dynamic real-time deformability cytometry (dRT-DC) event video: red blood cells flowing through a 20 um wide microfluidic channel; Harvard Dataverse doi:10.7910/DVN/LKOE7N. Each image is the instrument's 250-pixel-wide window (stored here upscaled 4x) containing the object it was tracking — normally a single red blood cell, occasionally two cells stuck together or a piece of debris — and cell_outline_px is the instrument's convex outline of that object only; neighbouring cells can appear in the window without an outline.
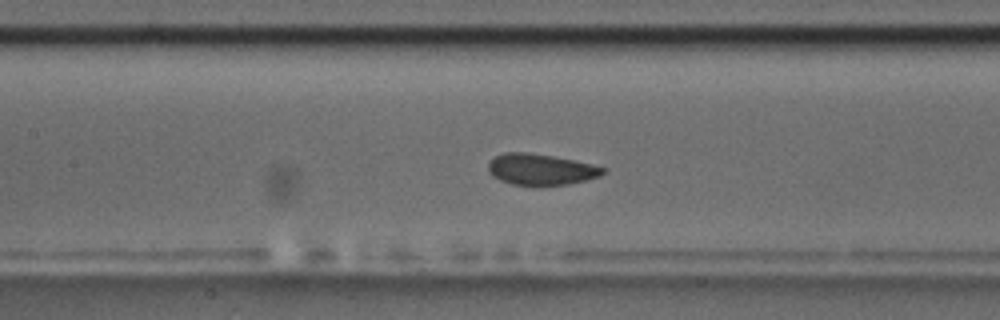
{"species": "common noctule bat (a hibernating species)", "species_latin": "Nyctalus noctula", "temperature_condition": "room temperature", "stored_images_in_passage": 52, "camera_frame_rate_fps": 3000, "um_per_image_px": 0.085, "animal": {"sex": "male", "body_mass_g": 17.5, "forearm_length_mm": 52.3}, "frame": {"image": 1, "passage_image": 25, "time_ms": 8.0, "image_size_px": [1000, 320], "cell_outline_px": [[608, 168], [600, 176], [568, 184], [512, 184], [500, 180], [492, 176], [488, 168], [488, 164], [496, 156], [504, 152], [528, 152], [552, 156], [592, 164]], "centroid_in_image_um": [45.97, 14.38], "position_along_channel_um": 161.4, "area_um2": 20.4}}
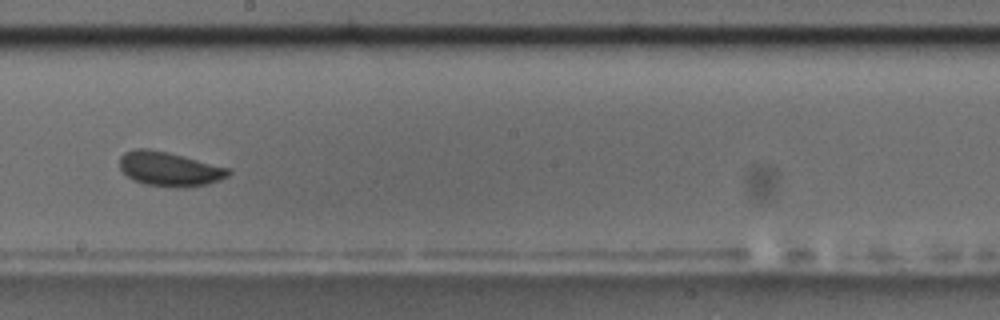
{"frame": {"image": 2, "passage_image": 31, "time_ms": 10.0, "image_size_px": [1000, 320], "cell_outline_px": [[232, 172], [228, 176], [220, 180], [208, 184], [184, 188], [144, 184], [132, 180], [120, 168], [120, 156], [124, 152], [136, 148], [148, 148], [168, 152], [228, 168]], "centroid_in_image_um": [14.38, 14.36], "position_along_channel_um": 233.8, "area_um2": 21.73}}
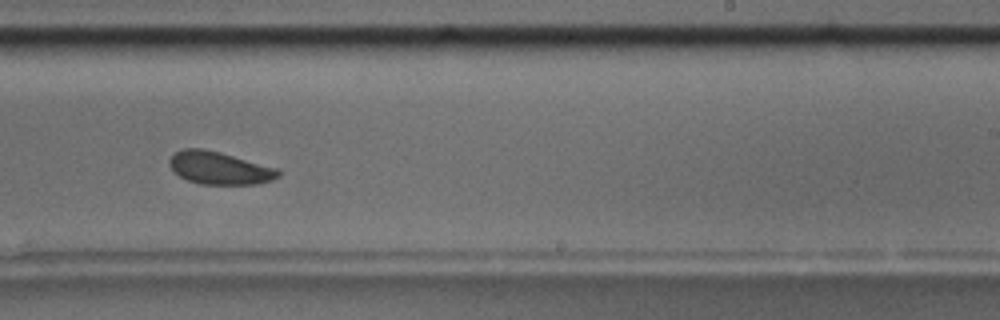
{"frame": {"image": 3, "passage_image": 34, "time_ms": 11.0, "image_size_px": [1000, 320], "cell_outline_px": [[280, 176], [272, 180], [256, 184], [200, 184], [188, 180], [172, 172], [168, 164], [168, 160], [180, 148], [204, 148], [220, 152], [280, 168]], "centroid_in_image_um": [18.65, 14.27], "position_along_channel_um": 270.3, "area_um2": 21.04}, "authors_computed_cell_mechanics": {"area_um2": 21.2126, "velocity_mm_per_s": 3.6507, "shape_relaxation_time_tau1_ms": 1.9899, "shape_relaxation_time_tau2_ms": 1.5449, "deformation_change_tau1": 0.0608, "deformation_change_tau2": 0.0487}}